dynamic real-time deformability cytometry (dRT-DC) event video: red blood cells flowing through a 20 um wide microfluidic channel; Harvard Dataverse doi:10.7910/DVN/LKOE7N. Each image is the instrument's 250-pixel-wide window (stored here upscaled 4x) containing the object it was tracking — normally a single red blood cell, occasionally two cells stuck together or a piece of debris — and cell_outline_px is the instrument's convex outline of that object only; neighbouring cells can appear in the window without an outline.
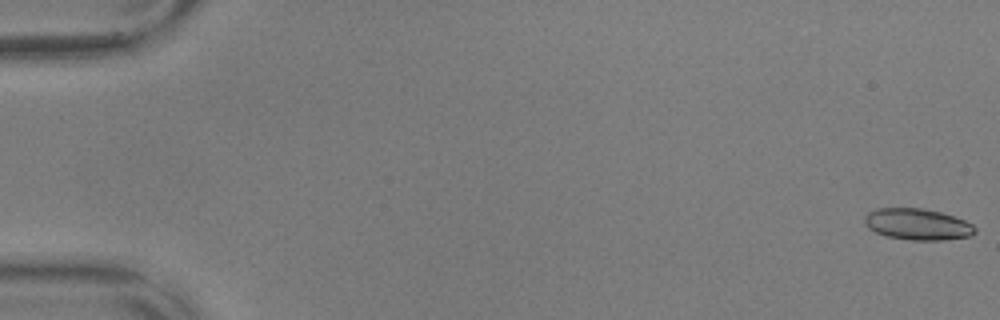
{"species": "common noctule bat (a hibernating species)", "species_latin": "Nyctalus noctula", "temperature_condition": "warm", "stored_images_in_passage": 56, "camera_frame_rate_fps": 3000, "um_per_image_px": 0.085, "animal": {"sex": "male", "body_mass_g": 17.9, "forearm_length_mm": 54.2}, "frame": {"image": 1, "passage_image": 1, "time_ms": 0.0, "image_size_px": [1000, 320], "cell_outline_px": [[976, 232], [972, 236], [944, 240], [908, 240], [884, 236], [868, 228], [864, 224], [864, 216], [868, 212], [876, 208], [920, 208], [940, 212], [964, 220], [972, 224], [976, 228]], "centroid_in_image_um": [77.97, 19.07], "position_along_channel_um": 7.0, "area_um2": 20.35}}
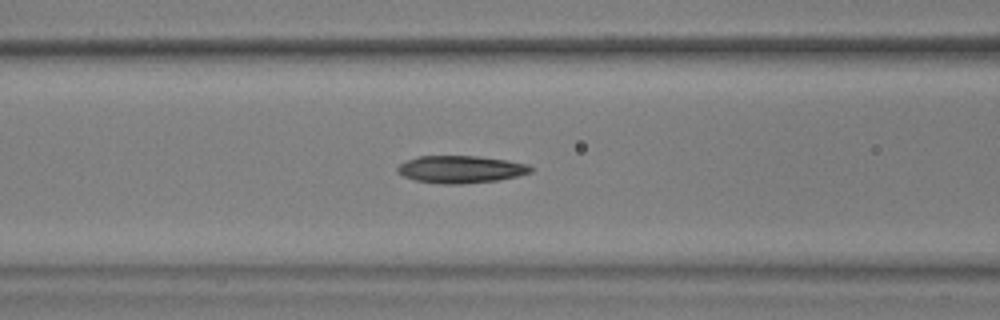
{"frame": {"image": 2, "passage_image": 24, "time_ms": 7.667, "image_size_px": [1000, 320], "cell_outline_px": [[532, 172], [516, 176], [496, 180], [464, 184], [444, 184], [416, 180], [404, 176], [396, 172], [396, 168], [400, 164], [408, 160], [420, 156], [476, 156], [508, 160], [528, 164], [532, 168]], "centroid_in_image_um": [39.16, 14.39], "position_along_channel_um": 127.4, "area_um2": 21.1}}
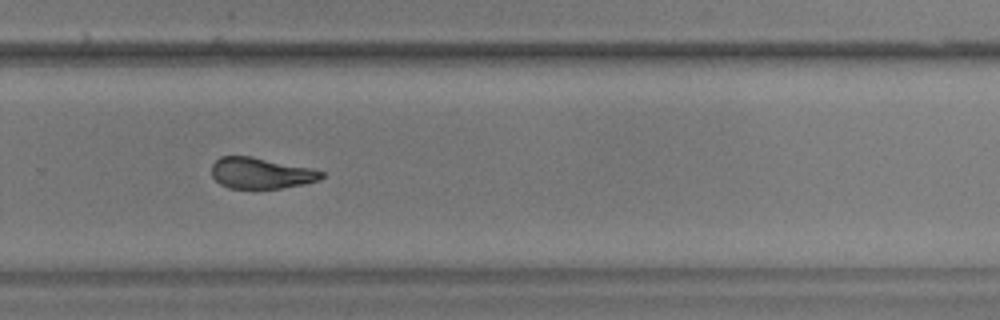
{"frame": {"image": 3, "passage_image": 39, "time_ms": 12.667, "image_size_px": [1000, 320], "cell_outline_px": [[324, 176], [320, 180], [304, 184], [280, 188], [228, 188], [220, 184], [212, 176], [212, 164], [220, 156], [252, 156], [312, 168], [324, 172]], "centroid_in_image_um": [22.19, 14.71], "position_along_channel_um": 307.6, "area_um2": 19.94}, "authors_computed_cell_mechanics": {"area_um2": 21.0392, "velocity_mm_per_s": 3.6167, "shape_relaxation_time_tau1_ms": 5.7872, "shape_relaxation_time_tau2_ms": 2.7458, "deformation_change_tau1": 0.2072, "deformation_change_tau2": 0.1215}}